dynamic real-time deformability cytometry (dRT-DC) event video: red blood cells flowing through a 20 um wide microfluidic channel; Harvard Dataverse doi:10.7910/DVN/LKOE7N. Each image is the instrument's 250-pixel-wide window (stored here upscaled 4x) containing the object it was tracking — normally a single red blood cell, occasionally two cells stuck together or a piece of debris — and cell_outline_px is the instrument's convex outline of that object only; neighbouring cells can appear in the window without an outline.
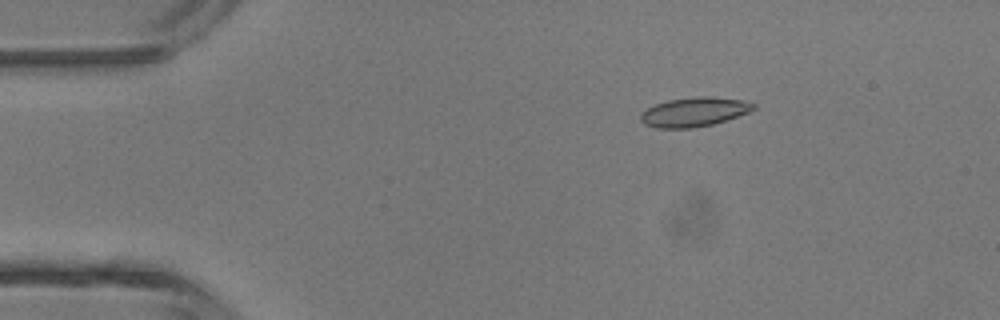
{"species": "common noctule bat (a hibernating species)", "species_latin": "Nyctalus noctula", "temperature_condition": "room temperature", "stored_images_in_passage": 5, "camera_frame_rate_fps": 3000, "um_per_image_px": 0.085, "animal": {"sex": "male", "body_mass_g": 13.3}, "frame": {"image": 1, "passage_image": 3, "time_ms": 2.333, "image_size_px": [1000, 320], "cell_outline_px": [[756, 108], [748, 112], [712, 124], [692, 128], [656, 128], [644, 124], [640, 120], [640, 112], [644, 108], [668, 100], [696, 96], [712, 96], [740, 100], [756, 104]], "centroid_in_image_um": [58.94, 9.51], "position_along_channel_um": 26.1, "area_um2": 19.25}}